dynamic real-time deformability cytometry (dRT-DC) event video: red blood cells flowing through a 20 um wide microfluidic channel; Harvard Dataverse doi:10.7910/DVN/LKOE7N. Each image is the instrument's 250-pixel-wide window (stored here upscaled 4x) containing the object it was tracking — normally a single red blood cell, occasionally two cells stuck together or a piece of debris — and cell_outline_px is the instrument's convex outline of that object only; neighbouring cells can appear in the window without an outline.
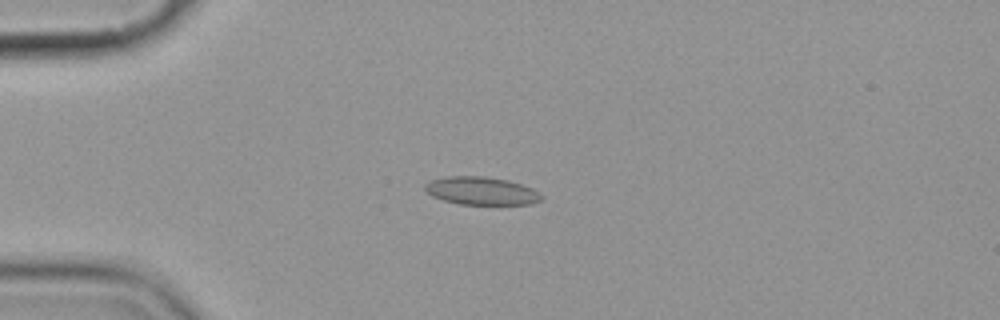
{"species": "common noctule bat (a hibernating species)", "species_latin": "Nyctalus noctula", "temperature_condition": "cold", "stored_images_in_passage": 8, "camera_frame_rate_fps": 3000, "um_per_image_px": 0.085, "animal": {"sex": "female", "body_mass_g": 19.9}, "frame": {"image": 1, "passage_image": 5, "time_ms": 4.667, "image_size_px": [1000, 320], "cell_outline_px": [[544, 200], [532, 204], [460, 204], [444, 200], [432, 196], [424, 188], [424, 184], [432, 180], [448, 176], [484, 176], [508, 180], [532, 188], [540, 192], [544, 196]], "centroid_in_image_um": [40.97, 16.22], "position_along_channel_um": 44.0, "area_um2": 19.02}}
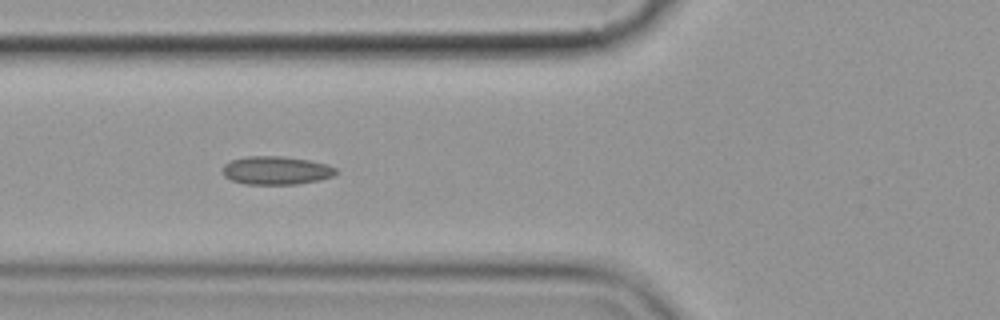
{"frame": {"image": 2, "passage_image": 7, "time_ms": 7.0, "image_size_px": [1000, 320], "cell_outline_px": [[340, 172], [332, 176], [320, 180], [296, 184], [244, 184], [232, 180], [224, 176], [220, 172], [224, 164], [232, 160], [248, 156], [284, 156], [308, 160], [328, 164], [336, 168]], "centroid_in_image_um": [23.48, 14.48], "position_along_channel_um": 102.3, "area_um2": 18.9}}
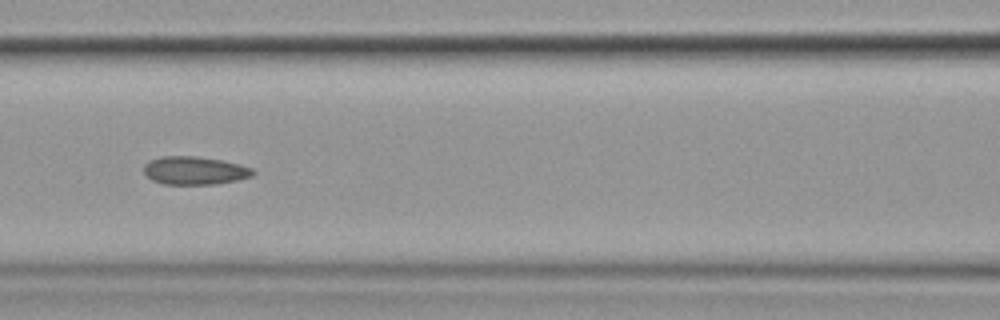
{"frame": {"image": 3, "passage_image": 8, "time_ms": 8.333, "image_size_px": [1000, 320], "cell_outline_px": [[256, 172], [252, 176], [236, 180], [216, 184], [164, 184], [152, 180], [144, 172], [144, 164], [148, 160], [160, 156], [196, 156], [220, 160], [240, 164], [252, 168]], "centroid_in_image_um": [16.53, 14.49], "position_along_channel_um": 150.1, "area_um2": 17.92}}